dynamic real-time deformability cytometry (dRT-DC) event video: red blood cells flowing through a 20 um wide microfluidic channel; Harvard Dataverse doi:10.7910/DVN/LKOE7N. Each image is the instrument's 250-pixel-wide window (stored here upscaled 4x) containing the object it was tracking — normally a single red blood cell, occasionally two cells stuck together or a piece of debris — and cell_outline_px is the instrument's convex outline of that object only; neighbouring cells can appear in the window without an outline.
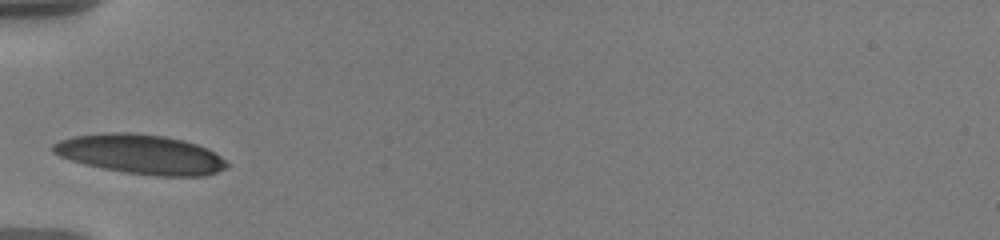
{"species": "human", "species_latin": "Homo sapiens", "temperature_condition": "warm", "stored_images_in_passage": 29, "camera_frame_rate_fps": 3000, "um_per_image_px": 0.085, "donor": {"sex": "male"}, "frame": {"image": 1, "passage_image": 1, "time_ms": 0.0, "image_size_px": [1000, 240], "cell_outline_px": [[232, 164], [228, 168], [208, 176], [156, 176], [124, 172], [100, 168], [84, 164], [60, 156], [52, 152], [52, 144], [60, 140], [72, 136], [104, 132], [132, 132], [164, 136], [184, 140], [208, 148]], "centroid_in_image_um": [12.0, 13.11], "position_along_channel_um": 73.0, "area_um2": 40.52}, "authors_computed_cell_mechanics": {"area_um2": 34.391, "velocity_mm_per_s": 3.4647, "shape_relaxation_time_tau1_ms": 1.4271, "shape_relaxation_time_tau2_ms": null, "deformation_change_tau1": 0.0672, "deformation_change_tau2": null}}